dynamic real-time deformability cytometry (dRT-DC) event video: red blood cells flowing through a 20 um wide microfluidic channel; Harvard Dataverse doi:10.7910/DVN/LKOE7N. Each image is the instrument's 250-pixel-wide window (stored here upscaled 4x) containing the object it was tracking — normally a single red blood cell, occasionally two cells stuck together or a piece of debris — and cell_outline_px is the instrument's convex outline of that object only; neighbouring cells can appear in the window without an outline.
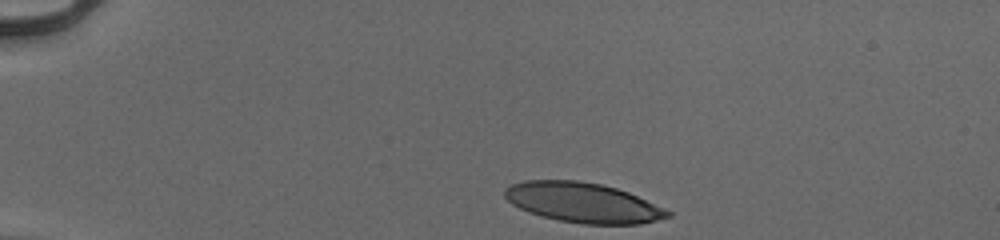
{"species": "human", "species_latin": "Homo sapiens", "temperature_condition": "cold", "stored_images_in_passage": 35, "camera_frame_rate_fps": 3000, "um_per_image_px": 0.085, "donor": {"sex": "male"}, "frame": {"image": 1, "passage_image": 1, "time_ms": 0.0, "image_size_px": [1000, 240], "cell_outline_px": [[672, 216], [640, 224], [584, 224], [560, 220], [540, 216], [528, 212], [512, 204], [504, 196], [504, 188], [512, 184], [524, 180], [576, 180], [600, 184], [616, 188], [628, 192], [664, 208], [672, 212]], "centroid_in_image_um": [49.53, 17.22], "position_along_channel_um": 35.5, "area_um2": 37.8}}
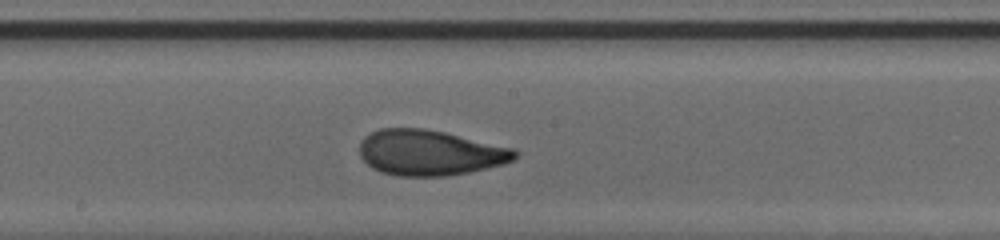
{"frame": {"image": 2, "passage_image": 20, "time_ms": 6.333, "image_size_px": [1000, 240], "cell_outline_px": [[520, 152], [512, 160], [504, 164], [488, 168], [448, 176], [400, 176], [380, 172], [372, 168], [360, 156], [360, 140], [368, 132], [380, 128], [424, 128], [444, 132], [516, 148]], "centroid_in_image_um": [36.54, 12.97], "position_along_channel_um": 211.7, "area_um2": 41.56}}
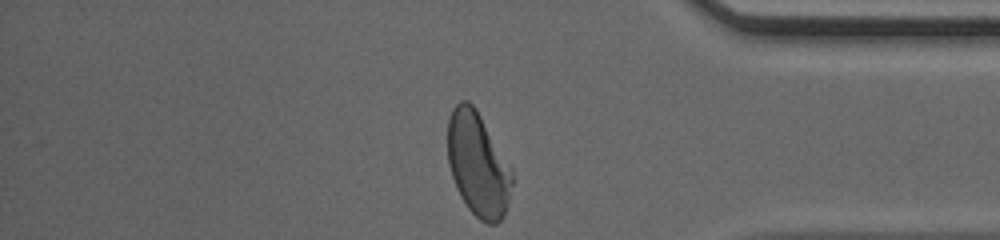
{"frame": {"image": 3, "passage_image": 35, "time_ms": 11.333, "image_size_px": [1000, 240], "cell_outline_px": [[512, 184], [508, 204], [504, 216], [496, 224], [488, 224], [480, 220], [468, 208], [460, 196], [456, 188], [448, 164], [448, 120], [452, 108], [460, 100], [468, 100], [476, 108], [512, 168]], "centroid_in_image_um": [40.62, 13.97], "position_along_channel_um": 394.6, "area_um2": 39.13}, "authors_computed_cell_mechanics": {"area_um2": 40.1132, "velocity_mm_per_s": 3.9559, "shape_relaxation_time_tau1_ms": 4.6353, "shape_relaxation_time_tau2_ms": 1.0767, "deformation_change_tau1": 0.2157, "deformation_change_tau2": 0.0766}}